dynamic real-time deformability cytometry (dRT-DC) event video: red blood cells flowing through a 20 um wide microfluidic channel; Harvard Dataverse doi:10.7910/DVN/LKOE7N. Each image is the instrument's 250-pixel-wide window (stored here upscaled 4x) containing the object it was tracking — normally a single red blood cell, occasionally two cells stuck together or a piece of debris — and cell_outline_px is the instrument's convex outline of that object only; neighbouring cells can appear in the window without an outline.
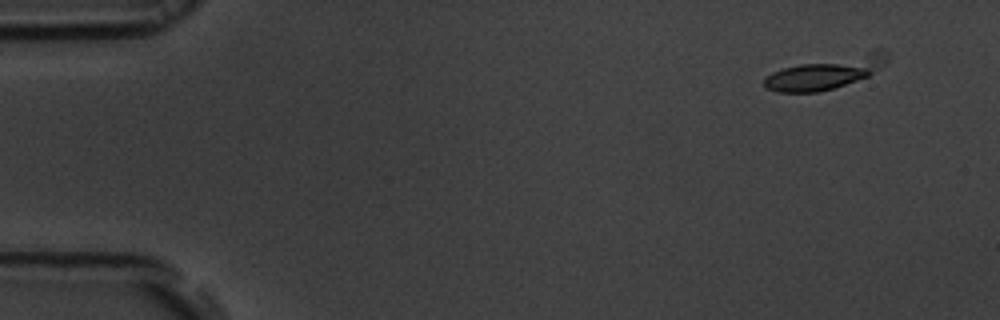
{"species": "common noctule bat (a hibernating species)", "species_latin": "Nyctalus noctula", "temperature_condition": "room temperature", "stored_images_in_passage": 17, "camera_frame_rate_fps": 3000, "um_per_image_px": 0.085, "animal": {"sex": "male", "body_mass_g": 19.5, "forearm_length_mm": 54.6}, "frame": {"image": 1, "passage_image": 1, "time_ms": 0.0, "image_size_px": [1000, 320], "cell_outline_px": [[888, 60], [884, 64], [868, 76], [832, 88], [816, 92], [776, 92], [764, 88], [764, 80], [772, 72], [784, 68], [800, 64], [880, 48], [884, 48], [888, 52]], "centroid_in_image_um": [70.24, 6.15], "position_along_channel_um": 14.8, "area_um2": 22.72}}
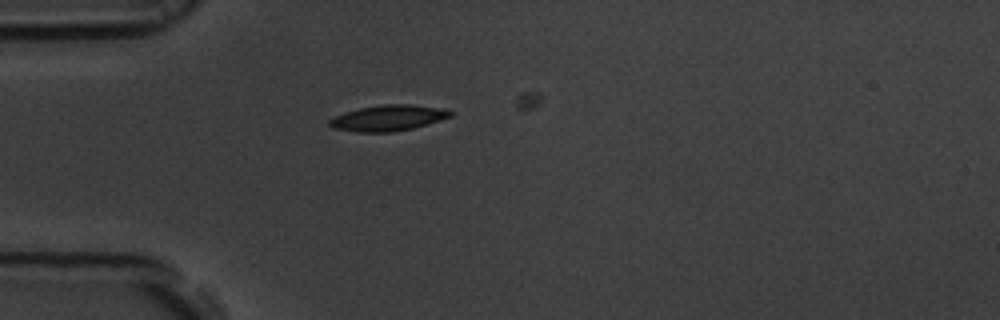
{"frame": {"image": 2, "passage_image": 12, "time_ms": 3.667, "image_size_px": [1000, 320], "cell_outline_px": [[452, 116], [412, 128], [392, 132], [356, 132], [332, 128], [328, 124], [328, 120], [344, 112], [360, 108], [384, 104], [408, 104], [444, 108], [452, 112]], "centroid_in_image_um": [32.96, 10.02], "position_along_channel_um": 52.0, "area_um2": 18.09}}